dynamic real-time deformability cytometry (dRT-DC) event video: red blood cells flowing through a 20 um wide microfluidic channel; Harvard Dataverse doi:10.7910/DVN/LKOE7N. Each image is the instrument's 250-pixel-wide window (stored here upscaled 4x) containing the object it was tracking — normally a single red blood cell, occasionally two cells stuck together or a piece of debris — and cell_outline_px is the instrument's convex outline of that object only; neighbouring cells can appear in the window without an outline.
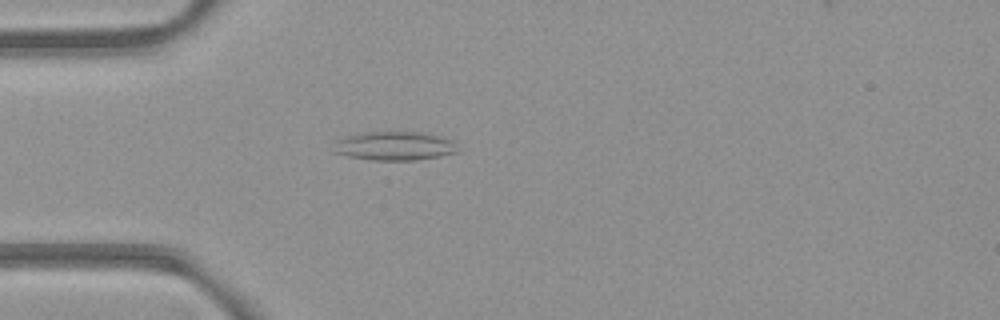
{"species": "common noctule bat (a hibernating species)", "species_latin": "Nyctalus noctula", "temperature_condition": "room temperature", "stored_images_in_passage": 31, "camera_frame_rate_fps": 3000, "um_per_image_px": 0.085, "animal": {"sex": "female", "body_mass_g": 21.9}, "frame": {"image": 1, "passage_image": 1, "time_ms": 0.0, "image_size_px": [1000, 320], "cell_outline_px": [[456, 152], [440, 156], [416, 160], [372, 160], [348, 156], [332, 152], [336, 140], [348, 136], [364, 132], [424, 132], [440, 136], [452, 140], [456, 144]], "centroid_in_image_um": [33.52, 12.4], "position_along_channel_um": 51.5, "area_um2": 20.81}}
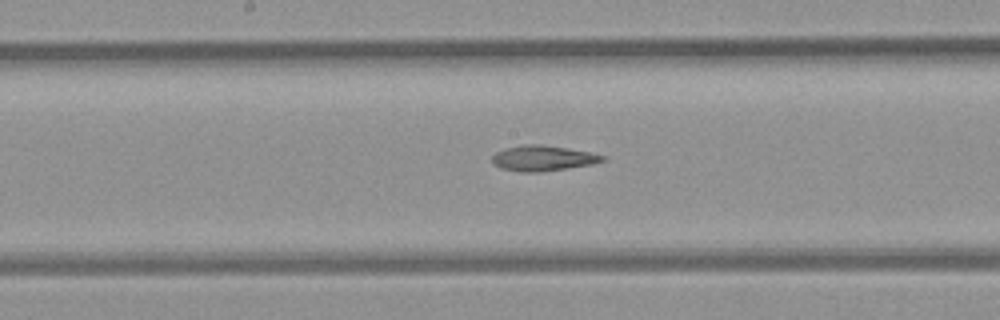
{"frame": {"image": 2, "passage_image": 13, "time_ms": 4.0, "image_size_px": [1000, 320], "cell_outline_px": [[608, 160], [592, 164], [568, 168], [540, 172], [520, 172], [500, 168], [492, 164], [492, 156], [496, 152], [504, 148], [524, 144], [540, 144], [568, 148], [592, 152], [608, 156]], "centroid_in_image_um": [46.18, 13.44], "position_along_channel_um": 202.0, "area_um2": 16.7}}
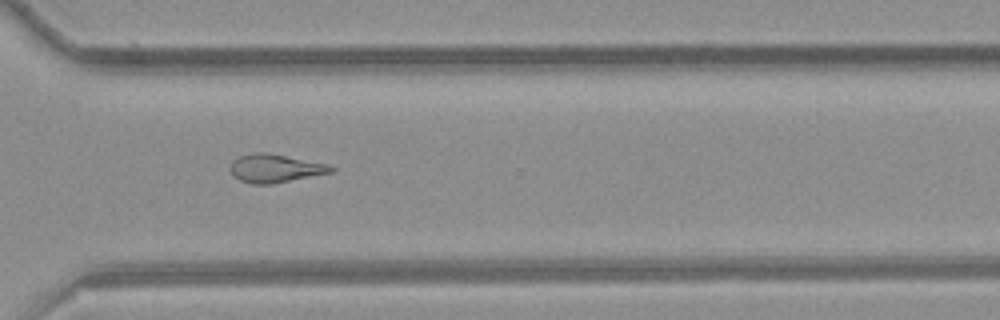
{"frame": {"image": 3, "passage_image": 24, "time_ms": 7.667, "image_size_px": [1000, 320], "cell_outline_px": [[336, 168], [332, 172], [272, 184], [252, 184], [240, 180], [232, 176], [228, 168], [232, 160], [240, 156], [252, 152], [268, 152], [328, 164]], "centroid_in_image_um": [23.33, 14.3], "position_along_channel_um": 347.3, "area_um2": 16.82}, "authors_computed_cell_mechanics": {"area_um2": 16.2996, "velocity_mm_per_s": 3.9775, "shape_relaxation_time_tau1_ms": null, "shape_relaxation_time_tau2_ms": 5.2749, "deformation_change_tau1": null, "deformation_change_tau2": 0.1532}}